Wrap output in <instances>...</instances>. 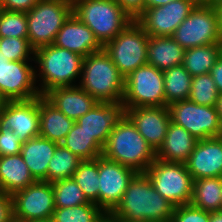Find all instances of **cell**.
I'll use <instances>...</instances> for the list:
<instances>
[{
  "label": "cell",
  "mask_w": 222,
  "mask_h": 222,
  "mask_svg": "<svg viewBox=\"0 0 222 222\" xmlns=\"http://www.w3.org/2000/svg\"><path fill=\"white\" fill-rule=\"evenodd\" d=\"M40 0H1L2 8L7 11L28 12Z\"/></svg>",
  "instance_id": "60d3db41"
},
{
  "label": "cell",
  "mask_w": 222,
  "mask_h": 222,
  "mask_svg": "<svg viewBox=\"0 0 222 222\" xmlns=\"http://www.w3.org/2000/svg\"><path fill=\"white\" fill-rule=\"evenodd\" d=\"M171 222H210V212L191 204L175 207Z\"/></svg>",
  "instance_id": "74e56055"
},
{
  "label": "cell",
  "mask_w": 222,
  "mask_h": 222,
  "mask_svg": "<svg viewBox=\"0 0 222 222\" xmlns=\"http://www.w3.org/2000/svg\"><path fill=\"white\" fill-rule=\"evenodd\" d=\"M72 178L82 189L87 200L99 207L98 158L81 161Z\"/></svg>",
  "instance_id": "1f68e13d"
},
{
  "label": "cell",
  "mask_w": 222,
  "mask_h": 222,
  "mask_svg": "<svg viewBox=\"0 0 222 222\" xmlns=\"http://www.w3.org/2000/svg\"><path fill=\"white\" fill-rule=\"evenodd\" d=\"M145 173L156 191L175 207L190 204L193 179L185 163L165 162L156 158Z\"/></svg>",
  "instance_id": "ba28073f"
},
{
  "label": "cell",
  "mask_w": 222,
  "mask_h": 222,
  "mask_svg": "<svg viewBox=\"0 0 222 222\" xmlns=\"http://www.w3.org/2000/svg\"><path fill=\"white\" fill-rule=\"evenodd\" d=\"M53 222H106L108 214L95 203L74 207L55 208Z\"/></svg>",
  "instance_id": "4dcf8cb0"
},
{
  "label": "cell",
  "mask_w": 222,
  "mask_h": 222,
  "mask_svg": "<svg viewBox=\"0 0 222 222\" xmlns=\"http://www.w3.org/2000/svg\"><path fill=\"white\" fill-rule=\"evenodd\" d=\"M99 207L109 214L120 202L136 172L115 161L98 157Z\"/></svg>",
  "instance_id": "9a60e30c"
},
{
  "label": "cell",
  "mask_w": 222,
  "mask_h": 222,
  "mask_svg": "<svg viewBox=\"0 0 222 222\" xmlns=\"http://www.w3.org/2000/svg\"><path fill=\"white\" fill-rule=\"evenodd\" d=\"M55 208L74 207L89 204L82 189L71 178L52 182Z\"/></svg>",
  "instance_id": "836d02e7"
},
{
  "label": "cell",
  "mask_w": 222,
  "mask_h": 222,
  "mask_svg": "<svg viewBox=\"0 0 222 222\" xmlns=\"http://www.w3.org/2000/svg\"><path fill=\"white\" fill-rule=\"evenodd\" d=\"M2 10H3V8H2V4L0 2V14H1Z\"/></svg>",
  "instance_id": "f907efd6"
},
{
  "label": "cell",
  "mask_w": 222,
  "mask_h": 222,
  "mask_svg": "<svg viewBox=\"0 0 222 222\" xmlns=\"http://www.w3.org/2000/svg\"><path fill=\"white\" fill-rule=\"evenodd\" d=\"M28 38V21L25 12L2 10L0 38Z\"/></svg>",
  "instance_id": "d590c367"
},
{
  "label": "cell",
  "mask_w": 222,
  "mask_h": 222,
  "mask_svg": "<svg viewBox=\"0 0 222 222\" xmlns=\"http://www.w3.org/2000/svg\"><path fill=\"white\" fill-rule=\"evenodd\" d=\"M133 20L145 10V0H114Z\"/></svg>",
  "instance_id": "ab89813d"
},
{
  "label": "cell",
  "mask_w": 222,
  "mask_h": 222,
  "mask_svg": "<svg viewBox=\"0 0 222 222\" xmlns=\"http://www.w3.org/2000/svg\"><path fill=\"white\" fill-rule=\"evenodd\" d=\"M34 49L28 38H0V55L9 61H34Z\"/></svg>",
  "instance_id": "8d00e7d4"
},
{
  "label": "cell",
  "mask_w": 222,
  "mask_h": 222,
  "mask_svg": "<svg viewBox=\"0 0 222 222\" xmlns=\"http://www.w3.org/2000/svg\"><path fill=\"white\" fill-rule=\"evenodd\" d=\"M73 14L104 46L134 20L114 0H72Z\"/></svg>",
  "instance_id": "5b68a950"
},
{
  "label": "cell",
  "mask_w": 222,
  "mask_h": 222,
  "mask_svg": "<svg viewBox=\"0 0 222 222\" xmlns=\"http://www.w3.org/2000/svg\"><path fill=\"white\" fill-rule=\"evenodd\" d=\"M0 127L11 129L22 143L39 136V97L6 101L0 110Z\"/></svg>",
  "instance_id": "2e32d148"
},
{
  "label": "cell",
  "mask_w": 222,
  "mask_h": 222,
  "mask_svg": "<svg viewBox=\"0 0 222 222\" xmlns=\"http://www.w3.org/2000/svg\"><path fill=\"white\" fill-rule=\"evenodd\" d=\"M216 110H217V113L220 117V120L222 122V93L219 94V98L217 100V103H216Z\"/></svg>",
  "instance_id": "7dc6e473"
},
{
  "label": "cell",
  "mask_w": 222,
  "mask_h": 222,
  "mask_svg": "<svg viewBox=\"0 0 222 222\" xmlns=\"http://www.w3.org/2000/svg\"><path fill=\"white\" fill-rule=\"evenodd\" d=\"M33 58L39 64L35 78H41L39 92L43 96L54 88L76 86L75 79L81 77L84 57L73 51L51 44L34 50Z\"/></svg>",
  "instance_id": "3957f363"
},
{
  "label": "cell",
  "mask_w": 222,
  "mask_h": 222,
  "mask_svg": "<svg viewBox=\"0 0 222 222\" xmlns=\"http://www.w3.org/2000/svg\"><path fill=\"white\" fill-rule=\"evenodd\" d=\"M174 209L175 206L156 191L146 173H136L108 219L112 222L171 221Z\"/></svg>",
  "instance_id": "6da1fadb"
},
{
  "label": "cell",
  "mask_w": 222,
  "mask_h": 222,
  "mask_svg": "<svg viewBox=\"0 0 222 222\" xmlns=\"http://www.w3.org/2000/svg\"><path fill=\"white\" fill-rule=\"evenodd\" d=\"M185 165L193 180L222 177V136L199 140Z\"/></svg>",
  "instance_id": "d6986e66"
},
{
  "label": "cell",
  "mask_w": 222,
  "mask_h": 222,
  "mask_svg": "<svg viewBox=\"0 0 222 222\" xmlns=\"http://www.w3.org/2000/svg\"><path fill=\"white\" fill-rule=\"evenodd\" d=\"M213 6L217 14L219 30L222 36V0L209 1Z\"/></svg>",
  "instance_id": "ee69618b"
},
{
  "label": "cell",
  "mask_w": 222,
  "mask_h": 222,
  "mask_svg": "<svg viewBox=\"0 0 222 222\" xmlns=\"http://www.w3.org/2000/svg\"><path fill=\"white\" fill-rule=\"evenodd\" d=\"M58 143L37 136L24 142L21 155L36 181H47V169Z\"/></svg>",
  "instance_id": "603a6c76"
},
{
  "label": "cell",
  "mask_w": 222,
  "mask_h": 222,
  "mask_svg": "<svg viewBox=\"0 0 222 222\" xmlns=\"http://www.w3.org/2000/svg\"><path fill=\"white\" fill-rule=\"evenodd\" d=\"M44 97L74 121L84 116L98 103L94 97L79 85L54 88L48 91Z\"/></svg>",
  "instance_id": "44dd1931"
},
{
  "label": "cell",
  "mask_w": 222,
  "mask_h": 222,
  "mask_svg": "<svg viewBox=\"0 0 222 222\" xmlns=\"http://www.w3.org/2000/svg\"><path fill=\"white\" fill-rule=\"evenodd\" d=\"M60 144L82 161L94 160L103 152V148L95 141L94 137L87 134L76 122Z\"/></svg>",
  "instance_id": "f546056e"
},
{
  "label": "cell",
  "mask_w": 222,
  "mask_h": 222,
  "mask_svg": "<svg viewBox=\"0 0 222 222\" xmlns=\"http://www.w3.org/2000/svg\"><path fill=\"white\" fill-rule=\"evenodd\" d=\"M6 100L1 96L0 94V110L2 109V107L4 106Z\"/></svg>",
  "instance_id": "681fc988"
},
{
  "label": "cell",
  "mask_w": 222,
  "mask_h": 222,
  "mask_svg": "<svg viewBox=\"0 0 222 222\" xmlns=\"http://www.w3.org/2000/svg\"><path fill=\"white\" fill-rule=\"evenodd\" d=\"M190 204L207 212L222 211V177L193 180Z\"/></svg>",
  "instance_id": "4316f807"
},
{
  "label": "cell",
  "mask_w": 222,
  "mask_h": 222,
  "mask_svg": "<svg viewBox=\"0 0 222 222\" xmlns=\"http://www.w3.org/2000/svg\"><path fill=\"white\" fill-rule=\"evenodd\" d=\"M74 123L43 95L39 97V136L60 144Z\"/></svg>",
  "instance_id": "cb8c5ba5"
},
{
  "label": "cell",
  "mask_w": 222,
  "mask_h": 222,
  "mask_svg": "<svg viewBox=\"0 0 222 222\" xmlns=\"http://www.w3.org/2000/svg\"><path fill=\"white\" fill-rule=\"evenodd\" d=\"M72 14V0H40L26 12L30 46L36 50L53 44L58 31Z\"/></svg>",
  "instance_id": "8992f818"
},
{
  "label": "cell",
  "mask_w": 222,
  "mask_h": 222,
  "mask_svg": "<svg viewBox=\"0 0 222 222\" xmlns=\"http://www.w3.org/2000/svg\"><path fill=\"white\" fill-rule=\"evenodd\" d=\"M185 49L172 36H149L147 64L165 71L183 63Z\"/></svg>",
  "instance_id": "484cf974"
},
{
  "label": "cell",
  "mask_w": 222,
  "mask_h": 222,
  "mask_svg": "<svg viewBox=\"0 0 222 222\" xmlns=\"http://www.w3.org/2000/svg\"><path fill=\"white\" fill-rule=\"evenodd\" d=\"M125 108L166 106L163 71L144 65L124 78Z\"/></svg>",
  "instance_id": "30bf717a"
},
{
  "label": "cell",
  "mask_w": 222,
  "mask_h": 222,
  "mask_svg": "<svg viewBox=\"0 0 222 222\" xmlns=\"http://www.w3.org/2000/svg\"><path fill=\"white\" fill-rule=\"evenodd\" d=\"M126 116L156 152L162 145L171 122L168 107L126 108Z\"/></svg>",
  "instance_id": "ac0fdd59"
},
{
  "label": "cell",
  "mask_w": 222,
  "mask_h": 222,
  "mask_svg": "<svg viewBox=\"0 0 222 222\" xmlns=\"http://www.w3.org/2000/svg\"><path fill=\"white\" fill-rule=\"evenodd\" d=\"M13 217L15 221L48 219L55 210L52 183L36 181L12 195Z\"/></svg>",
  "instance_id": "4fadbf2b"
},
{
  "label": "cell",
  "mask_w": 222,
  "mask_h": 222,
  "mask_svg": "<svg viewBox=\"0 0 222 222\" xmlns=\"http://www.w3.org/2000/svg\"><path fill=\"white\" fill-rule=\"evenodd\" d=\"M172 37L184 49L222 43L214 6L209 1H201Z\"/></svg>",
  "instance_id": "9c48e42d"
},
{
  "label": "cell",
  "mask_w": 222,
  "mask_h": 222,
  "mask_svg": "<svg viewBox=\"0 0 222 222\" xmlns=\"http://www.w3.org/2000/svg\"><path fill=\"white\" fill-rule=\"evenodd\" d=\"M209 74L215 82L217 91L222 93V54L211 67Z\"/></svg>",
  "instance_id": "7bdbcfd3"
},
{
  "label": "cell",
  "mask_w": 222,
  "mask_h": 222,
  "mask_svg": "<svg viewBox=\"0 0 222 222\" xmlns=\"http://www.w3.org/2000/svg\"><path fill=\"white\" fill-rule=\"evenodd\" d=\"M167 107L171 121L198 140L222 136V122L215 106L198 105L186 99Z\"/></svg>",
  "instance_id": "8fae6325"
},
{
  "label": "cell",
  "mask_w": 222,
  "mask_h": 222,
  "mask_svg": "<svg viewBox=\"0 0 222 222\" xmlns=\"http://www.w3.org/2000/svg\"><path fill=\"white\" fill-rule=\"evenodd\" d=\"M163 78L166 107L189 98L192 76L182 64L163 71Z\"/></svg>",
  "instance_id": "f1b7e54d"
},
{
  "label": "cell",
  "mask_w": 222,
  "mask_h": 222,
  "mask_svg": "<svg viewBox=\"0 0 222 222\" xmlns=\"http://www.w3.org/2000/svg\"><path fill=\"white\" fill-rule=\"evenodd\" d=\"M210 222H222V211L210 212Z\"/></svg>",
  "instance_id": "bcb514c9"
},
{
  "label": "cell",
  "mask_w": 222,
  "mask_h": 222,
  "mask_svg": "<svg viewBox=\"0 0 222 222\" xmlns=\"http://www.w3.org/2000/svg\"><path fill=\"white\" fill-rule=\"evenodd\" d=\"M82 160L61 144L56 146L54 155L49 161L47 182L71 178Z\"/></svg>",
  "instance_id": "d6a6232c"
},
{
  "label": "cell",
  "mask_w": 222,
  "mask_h": 222,
  "mask_svg": "<svg viewBox=\"0 0 222 222\" xmlns=\"http://www.w3.org/2000/svg\"><path fill=\"white\" fill-rule=\"evenodd\" d=\"M201 0H176L160 7L145 9L136 22L148 36H172Z\"/></svg>",
  "instance_id": "5bb4252c"
},
{
  "label": "cell",
  "mask_w": 222,
  "mask_h": 222,
  "mask_svg": "<svg viewBox=\"0 0 222 222\" xmlns=\"http://www.w3.org/2000/svg\"><path fill=\"white\" fill-rule=\"evenodd\" d=\"M219 92L212 76L207 74L192 77L189 100L198 105L216 106Z\"/></svg>",
  "instance_id": "e575fe53"
},
{
  "label": "cell",
  "mask_w": 222,
  "mask_h": 222,
  "mask_svg": "<svg viewBox=\"0 0 222 222\" xmlns=\"http://www.w3.org/2000/svg\"><path fill=\"white\" fill-rule=\"evenodd\" d=\"M176 0H145V9L160 7Z\"/></svg>",
  "instance_id": "f6af8a7d"
},
{
  "label": "cell",
  "mask_w": 222,
  "mask_h": 222,
  "mask_svg": "<svg viewBox=\"0 0 222 222\" xmlns=\"http://www.w3.org/2000/svg\"><path fill=\"white\" fill-rule=\"evenodd\" d=\"M35 182L21 154L0 157V192L12 195Z\"/></svg>",
  "instance_id": "d4e9b609"
},
{
  "label": "cell",
  "mask_w": 222,
  "mask_h": 222,
  "mask_svg": "<svg viewBox=\"0 0 222 222\" xmlns=\"http://www.w3.org/2000/svg\"><path fill=\"white\" fill-rule=\"evenodd\" d=\"M80 82L78 85L98 102L123 100L124 77L103 49L84 57Z\"/></svg>",
  "instance_id": "277c9868"
},
{
  "label": "cell",
  "mask_w": 222,
  "mask_h": 222,
  "mask_svg": "<svg viewBox=\"0 0 222 222\" xmlns=\"http://www.w3.org/2000/svg\"><path fill=\"white\" fill-rule=\"evenodd\" d=\"M222 54V43L185 49L182 65L192 77L207 74Z\"/></svg>",
  "instance_id": "83f0119b"
},
{
  "label": "cell",
  "mask_w": 222,
  "mask_h": 222,
  "mask_svg": "<svg viewBox=\"0 0 222 222\" xmlns=\"http://www.w3.org/2000/svg\"><path fill=\"white\" fill-rule=\"evenodd\" d=\"M125 115L126 108L122 101L98 102L75 122L104 148L110 133Z\"/></svg>",
  "instance_id": "e0dca14e"
},
{
  "label": "cell",
  "mask_w": 222,
  "mask_h": 222,
  "mask_svg": "<svg viewBox=\"0 0 222 222\" xmlns=\"http://www.w3.org/2000/svg\"><path fill=\"white\" fill-rule=\"evenodd\" d=\"M149 36L134 20L113 40L103 46V50L126 78L137 68L147 64V44Z\"/></svg>",
  "instance_id": "52a82bcc"
},
{
  "label": "cell",
  "mask_w": 222,
  "mask_h": 222,
  "mask_svg": "<svg viewBox=\"0 0 222 222\" xmlns=\"http://www.w3.org/2000/svg\"><path fill=\"white\" fill-rule=\"evenodd\" d=\"M28 62L9 61L0 55V94L6 101H27L41 96L36 86L37 71Z\"/></svg>",
  "instance_id": "7c38bea8"
},
{
  "label": "cell",
  "mask_w": 222,
  "mask_h": 222,
  "mask_svg": "<svg viewBox=\"0 0 222 222\" xmlns=\"http://www.w3.org/2000/svg\"><path fill=\"white\" fill-rule=\"evenodd\" d=\"M27 222H53L51 218L48 219H40V220H31Z\"/></svg>",
  "instance_id": "c3c4849f"
},
{
  "label": "cell",
  "mask_w": 222,
  "mask_h": 222,
  "mask_svg": "<svg viewBox=\"0 0 222 222\" xmlns=\"http://www.w3.org/2000/svg\"><path fill=\"white\" fill-rule=\"evenodd\" d=\"M53 45L73 51L83 57L103 49L94 33L74 14L62 25Z\"/></svg>",
  "instance_id": "ffe728a7"
},
{
  "label": "cell",
  "mask_w": 222,
  "mask_h": 222,
  "mask_svg": "<svg viewBox=\"0 0 222 222\" xmlns=\"http://www.w3.org/2000/svg\"><path fill=\"white\" fill-rule=\"evenodd\" d=\"M22 144L11 129L0 127V157L20 154Z\"/></svg>",
  "instance_id": "f35d334b"
},
{
  "label": "cell",
  "mask_w": 222,
  "mask_h": 222,
  "mask_svg": "<svg viewBox=\"0 0 222 222\" xmlns=\"http://www.w3.org/2000/svg\"><path fill=\"white\" fill-rule=\"evenodd\" d=\"M198 141L182 126L171 121L165 139L156 151V158L165 162L185 163Z\"/></svg>",
  "instance_id": "7402d4cb"
},
{
  "label": "cell",
  "mask_w": 222,
  "mask_h": 222,
  "mask_svg": "<svg viewBox=\"0 0 222 222\" xmlns=\"http://www.w3.org/2000/svg\"><path fill=\"white\" fill-rule=\"evenodd\" d=\"M102 155L136 173H145L156 159L154 149L126 115L110 133Z\"/></svg>",
  "instance_id": "7a4b0ae2"
},
{
  "label": "cell",
  "mask_w": 222,
  "mask_h": 222,
  "mask_svg": "<svg viewBox=\"0 0 222 222\" xmlns=\"http://www.w3.org/2000/svg\"><path fill=\"white\" fill-rule=\"evenodd\" d=\"M13 200L10 194L0 192V222H12Z\"/></svg>",
  "instance_id": "b9f144b4"
}]
</instances>
